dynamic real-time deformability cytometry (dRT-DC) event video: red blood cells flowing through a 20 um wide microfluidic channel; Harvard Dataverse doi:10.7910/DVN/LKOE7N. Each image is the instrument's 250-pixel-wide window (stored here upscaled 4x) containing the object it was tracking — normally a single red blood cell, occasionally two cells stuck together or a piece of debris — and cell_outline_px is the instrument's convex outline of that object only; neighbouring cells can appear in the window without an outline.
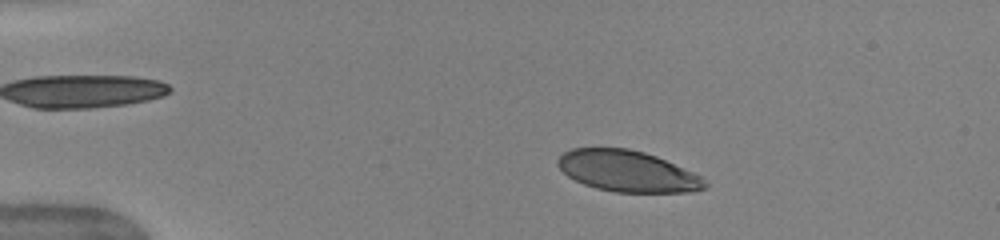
{"species": "human", "species_latin": "Homo sapiens", "temperature_condition": "warm", "stored_images_in_passage": 43, "camera_frame_rate_fps": 3000, "um_per_image_px": 0.085, "donor": {"sex": "female"}, "frame": {"image": 1, "passage_image": 8, "time_ms": 2.333, "image_size_px": [1000, 240], "cell_outline_px": [[708, 188], [692, 192], [616, 192], [596, 188], [584, 184], [568, 176], [556, 164], [556, 160], [564, 152], [572, 148], [628, 148], [644, 152], [656, 156], [692, 172], [700, 176], [708, 184]], "centroid_in_image_um": [53.33, 14.55], "position_along_channel_um": 31.7, "area_um2": 35.14}}
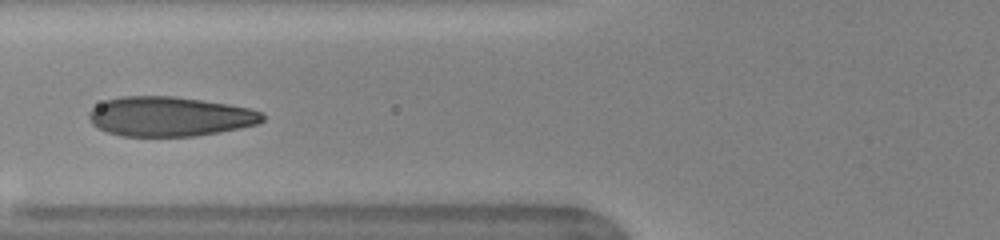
{"frame": {"image": 2, "passage_image": 19, "time_ms": 6.0, "image_size_px": [1000, 240], "cell_outline_px": [[264, 120], [256, 124], [240, 128], [220, 132], [196, 136], [120, 136], [96, 128], [88, 120], [88, 112], [92, 108], [104, 100], [120, 96], [172, 96], [228, 104], [248, 108], [260, 112], [264, 116]], "centroid_in_image_um": [14.36, 9.9], "position_along_channel_um": 111.4, "area_um2": 40.17}}
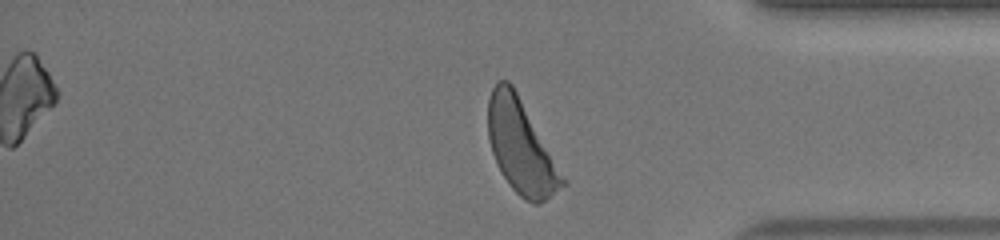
{"frame": {"image": 3, "passage_image": 41, "time_ms": 13.333, "image_size_px": [1000, 240], "cell_outline_px": [[568, 184], [540, 204], [532, 204], [524, 200], [512, 188], [504, 176], [492, 152], [488, 140], [488, 100], [492, 88], [496, 80], [508, 80], [512, 84], [568, 180]], "centroid_in_image_um": [44.32, 12.5], "position_along_channel_um": 390.9, "area_um2": 40.63}, "authors_computed_cell_mechanics": {"area_um2": 39.7664, "velocity_mm_per_s": 3.9824, "shape_relaxation_time_tau1_ms": 3.1153, "shape_relaxation_time_tau2_ms": null, "deformation_change_tau1": 0.167, "deformation_change_tau2": null}}